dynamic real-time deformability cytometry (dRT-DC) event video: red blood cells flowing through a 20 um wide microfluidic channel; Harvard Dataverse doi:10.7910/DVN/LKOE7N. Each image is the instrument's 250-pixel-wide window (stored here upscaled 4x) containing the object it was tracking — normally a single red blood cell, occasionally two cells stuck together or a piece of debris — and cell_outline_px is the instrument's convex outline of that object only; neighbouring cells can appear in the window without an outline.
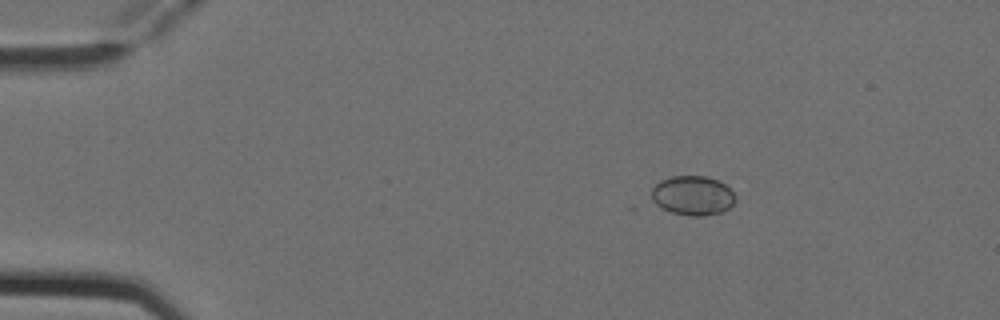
{"species": "Egyptian fruit bat (a non-hibernating species)", "species_latin": "Rousettus aegyptiacus", "temperature_condition": "cold", "stored_images_in_passage": 3, "camera_frame_rate_fps": 3000, "um_per_image_px": 0.085, "animal": {"sex": "female"}, "frame": {"image": 1, "passage_image": 1, "time_ms": 0.0, "image_size_px": [1000, 320], "cell_outline_px": [[736, 200], [728, 208], [720, 212], [704, 216], [688, 216], [672, 212], [656, 204], [652, 200], [652, 188], [660, 180], [672, 176], [708, 176], [724, 184], [736, 196]], "centroid_in_image_um": [58.87, 16.62], "position_along_channel_um": 26.1, "area_um2": 19.13}}